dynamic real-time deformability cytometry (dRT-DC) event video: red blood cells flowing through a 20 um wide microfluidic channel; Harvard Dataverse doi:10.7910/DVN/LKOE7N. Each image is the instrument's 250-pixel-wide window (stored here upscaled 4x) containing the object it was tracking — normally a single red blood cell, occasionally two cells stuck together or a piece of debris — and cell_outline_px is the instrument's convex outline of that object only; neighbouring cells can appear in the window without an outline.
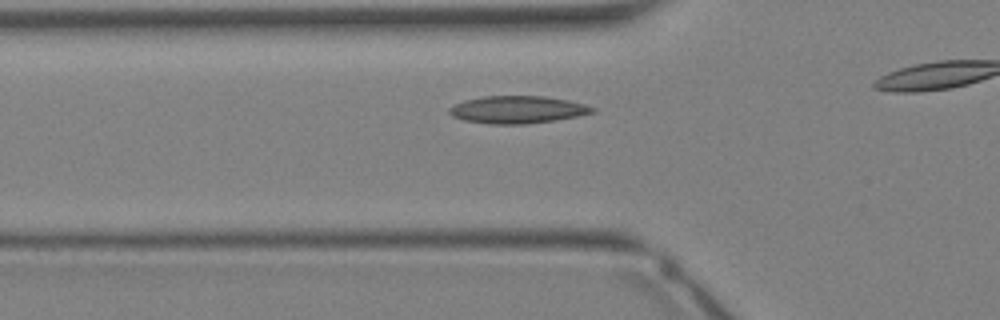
{"species": "Egyptian fruit bat (a non-hibernating species)", "species_latin": "Rousettus aegyptiacus", "temperature_condition": "warm", "stored_images_in_passage": 11, "camera_frame_rate_fps": 3000, "um_per_image_px": 0.085, "animal": {"sex": "female"}, "frame": {"image": 1, "passage_image": 5, "time_ms": 1.333, "image_size_px": [1000, 320], "cell_outline_px": [[596, 112], [556, 120], [524, 124], [488, 124], [464, 120], [452, 116], [448, 112], [448, 108], [464, 100], [484, 96], [544, 96], [568, 100], [584, 104], [596, 108]], "centroid_in_image_um": [43.98, 9.32], "position_along_channel_um": 81.8, "area_um2": 22.89}}
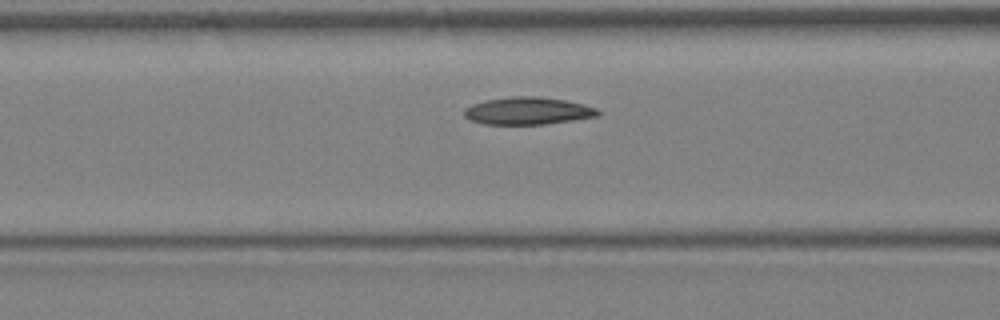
{"frame": {"image": 2, "passage_image": 7, "time_ms": 2.0, "image_size_px": [1000, 320], "cell_outline_px": [[600, 116], [544, 124], [484, 124], [472, 120], [464, 116], [464, 108], [472, 104], [484, 100], [512, 96], [540, 96], [564, 100], [584, 104], [596, 108], [600, 112]], "centroid_in_image_um": [44.86, 9.41], "position_along_channel_um": 121.7, "area_um2": 21.39}}
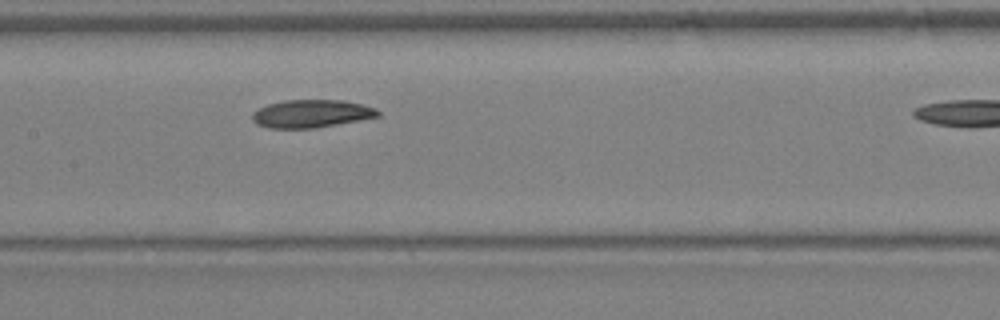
{"frame": {"image": 3, "passage_image": 10, "time_ms": 3.0, "image_size_px": [1000, 320], "cell_outline_px": [[380, 116], [316, 128], [268, 128], [256, 124], [252, 120], [252, 112], [268, 104], [288, 100], [340, 100], [360, 104], [376, 108], [380, 112]], "centroid_in_image_um": [26.45, 9.67], "position_along_channel_um": 181.0, "area_um2": 20.29}}